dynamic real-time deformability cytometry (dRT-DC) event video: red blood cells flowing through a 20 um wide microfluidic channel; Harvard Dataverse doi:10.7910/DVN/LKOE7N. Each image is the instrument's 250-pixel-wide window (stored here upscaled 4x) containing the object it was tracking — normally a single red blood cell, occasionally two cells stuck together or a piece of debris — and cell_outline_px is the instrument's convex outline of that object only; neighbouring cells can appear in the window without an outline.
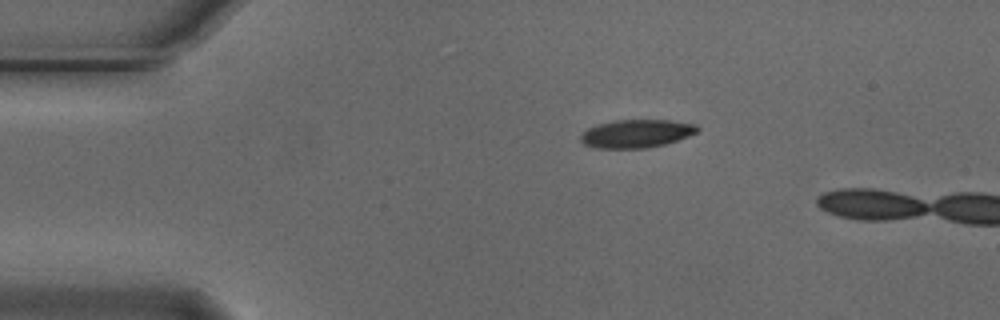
{"species": "Egyptian fruit bat (a non-hibernating species)", "species_latin": "Rousettus aegyptiacus", "temperature_condition": "cold", "stored_images_in_passage": 2, "camera_frame_rate_fps": 3000, "um_per_image_px": 0.085, "animal": {"sex": "male"}, "frame": {"image": 1, "passage_image": 2, "time_ms": 0.333, "image_size_px": [1000, 320], "cell_outline_px": [[700, 128], [696, 132], [688, 136], [664, 144], [644, 148], [596, 148], [584, 144], [580, 140], [580, 132], [596, 124], [616, 120], [668, 120], [696, 124]], "centroid_in_image_um": [54.04, 11.35], "position_along_channel_um": 31.0, "area_um2": 19.13}}